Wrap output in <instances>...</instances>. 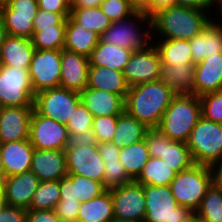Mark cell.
<instances>
[{
  "label": "cell",
  "mask_w": 222,
  "mask_h": 222,
  "mask_svg": "<svg viewBox=\"0 0 222 222\" xmlns=\"http://www.w3.org/2000/svg\"><path fill=\"white\" fill-rule=\"evenodd\" d=\"M213 10L171 6L152 16V39H184L200 34L214 17ZM212 14V15H211Z\"/></svg>",
  "instance_id": "6da1fadb"
},
{
  "label": "cell",
  "mask_w": 222,
  "mask_h": 222,
  "mask_svg": "<svg viewBox=\"0 0 222 222\" xmlns=\"http://www.w3.org/2000/svg\"><path fill=\"white\" fill-rule=\"evenodd\" d=\"M175 96L161 81L142 83L129 88L125 111L147 128H157L163 113Z\"/></svg>",
  "instance_id": "7a4b0ae2"
},
{
  "label": "cell",
  "mask_w": 222,
  "mask_h": 222,
  "mask_svg": "<svg viewBox=\"0 0 222 222\" xmlns=\"http://www.w3.org/2000/svg\"><path fill=\"white\" fill-rule=\"evenodd\" d=\"M202 117L199 96H175L163 113L158 129L173 141L187 143Z\"/></svg>",
  "instance_id": "3957f363"
},
{
  "label": "cell",
  "mask_w": 222,
  "mask_h": 222,
  "mask_svg": "<svg viewBox=\"0 0 222 222\" xmlns=\"http://www.w3.org/2000/svg\"><path fill=\"white\" fill-rule=\"evenodd\" d=\"M214 182V168L194 163L190 168L178 172L169 186L178 205L195 213Z\"/></svg>",
  "instance_id": "277c9868"
},
{
  "label": "cell",
  "mask_w": 222,
  "mask_h": 222,
  "mask_svg": "<svg viewBox=\"0 0 222 222\" xmlns=\"http://www.w3.org/2000/svg\"><path fill=\"white\" fill-rule=\"evenodd\" d=\"M100 39L124 49L142 50L152 41V17L135 12L128 18L112 22Z\"/></svg>",
  "instance_id": "5b68a950"
},
{
  "label": "cell",
  "mask_w": 222,
  "mask_h": 222,
  "mask_svg": "<svg viewBox=\"0 0 222 222\" xmlns=\"http://www.w3.org/2000/svg\"><path fill=\"white\" fill-rule=\"evenodd\" d=\"M187 145L195 164L215 168L222 161V124L201 117Z\"/></svg>",
  "instance_id": "8992f818"
},
{
  "label": "cell",
  "mask_w": 222,
  "mask_h": 222,
  "mask_svg": "<svg viewBox=\"0 0 222 222\" xmlns=\"http://www.w3.org/2000/svg\"><path fill=\"white\" fill-rule=\"evenodd\" d=\"M146 216L143 222H189L194 212L180 206L171 192L170 186H144Z\"/></svg>",
  "instance_id": "52a82bcc"
},
{
  "label": "cell",
  "mask_w": 222,
  "mask_h": 222,
  "mask_svg": "<svg viewBox=\"0 0 222 222\" xmlns=\"http://www.w3.org/2000/svg\"><path fill=\"white\" fill-rule=\"evenodd\" d=\"M29 68L0 65V107L34 106Z\"/></svg>",
  "instance_id": "ba28073f"
},
{
  "label": "cell",
  "mask_w": 222,
  "mask_h": 222,
  "mask_svg": "<svg viewBox=\"0 0 222 222\" xmlns=\"http://www.w3.org/2000/svg\"><path fill=\"white\" fill-rule=\"evenodd\" d=\"M144 139L150 157L161 158L177 173L194 164L187 143L171 140L158 128H148Z\"/></svg>",
  "instance_id": "9c48e42d"
},
{
  "label": "cell",
  "mask_w": 222,
  "mask_h": 222,
  "mask_svg": "<svg viewBox=\"0 0 222 222\" xmlns=\"http://www.w3.org/2000/svg\"><path fill=\"white\" fill-rule=\"evenodd\" d=\"M80 103V93L62 87L42 90L34 97V109L40 115L65 125Z\"/></svg>",
  "instance_id": "30bf717a"
},
{
  "label": "cell",
  "mask_w": 222,
  "mask_h": 222,
  "mask_svg": "<svg viewBox=\"0 0 222 222\" xmlns=\"http://www.w3.org/2000/svg\"><path fill=\"white\" fill-rule=\"evenodd\" d=\"M113 201L114 218L143 222L146 216L144 186L133 180L109 189Z\"/></svg>",
  "instance_id": "8fae6325"
},
{
  "label": "cell",
  "mask_w": 222,
  "mask_h": 222,
  "mask_svg": "<svg viewBox=\"0 0 222 222\" xmlns=\"http://www.w3.org/2000/svg\"><path fill=\"white\" fill-rule=\"evenodd\" d=\"M61 50H35L29 67L34 93L60 87Z\"/></svg>",
  "instance_id": "7c38bea8"
},
{
  "label": "cell",
  "mask_w": 222,
  "mask_h": 222,
  "mask_svg": "<svg viewBox=\"0 0 222 222\" xmlns=\"http://www.w3.org/2000/svg\"><path fill=\"white\" fill-rule=\"evenodd\" d=\"M29 141L38 150H65L68 130L65 124L40 115L34 109L30 119Z\"/></svg>",
  "instance_id": "4fadbf2b"
},
{
  "label": "cell",
  "mask_w": 222,
  "mask_h": 222,
  "mask_svg": "<svg viewBox=\"0 0 222 222\" xmlns=\"http://www.w3.org/2000/svg\"><path fill=\"white\" fill-rule=\"evenodd\" d=\"M162 63L153 43L135 50L122 73L130 87L159 80Z\"/></svg>",
  "instance_id": "5bb4252c"
},
{
  "label": "cell",
  "mask_w": 222,
  "mask_h": 222,
  "mask_svg": "<svg viewBox=\"0 0 222 222\" xmlns=\"http://www.w3.org/2000/svg\"><path fill=\"white\" fill-rule=\"evenodd\" d=\"M65 153L68 174L84 176L103 185L104 160L97 146L66 147Z\"/></svg>",
  "instance_id": "9a60e30c"
},
{
  "label": "cell",
  "mask_w": 222,
  "mask_h": 222,
  "mask_svg": "<svg viewBox=\"0 0 222 222\" xmlns=\"http://www.w3.org/2000/svg\"><path fill=\"white\" fill-rule=\"evenodd\" d=\"M34 106L0 107V143L29 139Z\"/></svg>",
  "instance_id": "2e32d148"
},
{
  "label": "cell",
  "mask_w": 222,
  "mask_h": 222,
  "mask_svg": "<svg viewBox=\"0 0 222 222\" xmlns=\"http://www.w3.org/2000/svg\"><path fill=\"white\" fill-rule=\"evenodd\" d=\"M89 58L61 49L60 87L81 93L88 84Z\"/></svg>",
  "instance_id": "e0dca14e"
},
{
  "label": "cell",
  "mask_w": 222,
  "mask_h": 222,
  "mask_svg": "<svg viewBox=\"0 0 222 222\" xmlns=\"http://www.w3.org/2000/svg\"><path fill=\"white\" fill-rule=\"evenodd\" d=\"M39 183V178L32 171L5 177L4 204L30 210V202Z\"/></svg>",
  "instance_id": "ac0fdd59"
},
{
  "label": "cell",
  "mask_w": 222,
  "mask_h": 222,
  "mask_svg": "<svg viewBox=\"0 0 222 222\" xmlns=\"http://www.w3.org/2000/svg\"><path fill=\"white\" fill-rule=\"evenodd\" d=\"M30 171L40 181L60 180L68 174L65 150L34 149Z\"/></svg>",
  "instance_id": "d6986e66"
},
{
  "label": "cell",
  "mask_w": 222,
  "mask_h": 222,
  "mask_svg": "<svg viewBox=\"0 0 222 222\" xmlns=\"http://www.w3.org/2000/svg\"><path fill=\"white\" fill-rule=\"evenodd\" d=\"M34 149L29 139L0 143L5 177L30 171Z\"/></svg>",
  "instance_id": "ffe728a7"
},
{
  "label": "cell",
  "mask_w": 222,
  "mask_h": 222,
  "mask_svg": "<svg viewBox=\"0 0 222 222\" xmlns=\"http://www.w3.org/2000/svg\"><path fill=\"white\" fill-rule=\"evenodd\" d=\"M222 90V53L209 56L195 64L194 95Z\"/></svg>",
  "instance_id": "44dd1931"
},
{
  "label": "cell",
  "mask_w": 222,
  "mask_h": 222,
  "mask_svg": "<svg viewBox=\"0 0 222 222\" xmlns=\"http://www.w3.org/2000/svg\"><path fill=\"white\" fill-rule=\"evenodd\" d=\"M80 97L93 117L120 115L125 111V99L119 94L86 87Z\"/></svg>",
  "instance_id": "7402d4cb"
},
{
  "label": "cell",
  "mask_w": 222,
  "mask_h": 222,
  "mask_svg": "<svg viewBox=\"0 0 222 222\" xmlns=\"http://www.w3.org/2000/svg\"><path fill=\"white\" fill-rule=\"evenodd\" d=\"M195 64H162L159 81L166 84L174 96L194 95Z\"/></svg>",
  "instance_id": "603a6c76"
},
{
  "label": "cell",
  "mask_w": 222,
  "mask_h": 222,
  "mask_svg": "<svg viewBox=\"0 0 222 222\" xmlns=\"http://www.w3.org/2000/svg\"><path fill=\"white\" fill-rule=\"evenodd\" d=\"M60 201L78 200L83 203L102 194L106 188L84 176L67 174L59 180Z\"/></svg>",
  "instance_id": "cb8c5ba5"
},
{
  "label": "cell",
  "mask_w": 222,
  "mask_h": 222,
  "mask_svg": "<svg viewBox=\"0 0 222 222\" xmlns=\"http://www.w3.org/2000/svg\"><path fill=\"white\" fill-rule=\"evenodd\" d=\"M189 44L194 64L216 53H222V23L213 17Z\"/></svg>",
  "instance_id": "d4e9b609"
},
{
  "label": "cell",
  "mask_w": 222,
  "mask_h": 222,
  "mask_svg": "<svg viewBox=\"0 0 222 222\" xmlns=\"http://www.w3.org/2000/svg\"><path fill=\"white\" fill-rule=\"evenodd\" d=\"M35 50L31 39L7 35L0 47V65L29 68Z\"/></svg>",
  "instance_id": "484cf974"
},
{
  "label": "cell",
  "mask_w": 222,
  "mask_h": 222,
  "mask_svg": "<svg viewBox=\"0 0 222 222\" xmlns=\"http://www.w3.org/2000/svg\"><path fill=\"white\" fill-rule=\"evenodd\" d=\"M87 87L119 94L124 99L130 88L122 71L97 66H89Z\"/></svg>",
  "instance_id": "4316f807"
},
{
  "label": "cell",
  "mask_w": 222,
  "mask_h": 222,
  "mask_svg": "<svg viewBox=\"0 0 222 222\" xmlns=\"http://www.w3.org/2000/svg\"><path fill=\"white\" fill-rule=\"evenodd\" d=\"M132 52L133 50L105 43L100 39L91 52L89 65L123 71L131 58Z\"/></svg>",
  "instance_id": "83f0119b"
},
{
  "label": "cell",
  "mask_w": 222,
  "mask_h": 222,
  "mask_svg": "<svg viewBox=\"0 0 222 222\" xmlns=\"http://www.w3.org/2000/svg\"><path fill=\"white\" fill-rule=\"evenodd\" d=\"M99 40L100 36L98 34L83 29L70 16L67 18L63 49L89 58Z\"/></svg>",
  "instance_id": "f1b7e54d"
},
{
  "label": "cell",
  "mask_w": 222,
  "mask_h": 222,
  "mask_svg": "<svg viewBox=\"0 0 222 222\" xmlns=\"http://www.w3.org/2000/svg\"><path fill=\"white\" fill-rule=\"evenodd\" d=\"M113 219V201L109 189L80 204L77 222H111Z\"/></svg>",
  "instance_id": "f546056e"
},
{
  "label": "cell",
  "mask_w": 222,
  "mask_h": 222,
  "mask_svg": "<svg viewBox=\"0 0 222 222\" xmlns=\"http://www.w3.org/2000/svg\"><path fill=\"white\" fill-rule=\"evenodd\" d=\"M147 127L126 111L118 115L116 130L111 142L118 148L135 144L144 139Z\"/></svg>",
  "instance_id": "4dcf8cb0"
},
{
  "label": "cell",
  "mask_w": 222,
  "mask_h": 222,
  "mask_svg": "<svg viewBox=\"0 0 222 222\" xmlns=\"http://www.w3.org/2000/svg\"><path fill=\"white\" fill-rule=\"evenodd\" d=\"M152 41L162 64L193 63L189 41L184 39H152Z\"/></svg>",
  "instance_id": "1f68e13d"
},
{
  "label": "cell",
  "mask_w": 222,
  "mask_h": 222,
  "mask_svg": "<svg viewBox=\"0 0 222 222\" xmlns=\"http://www.w3.org/2000/svg\"><path fill=\"white\" fill-rule=\"evenodd\" d=\"M149 158L150 155L145 139L120 148L119 160L132 180H136L139 177Z\"/></svg>",
  "instance_id": "d6a6232c"
},
{
  "label": "cell",
  "mask_w": 222,
  "mask_h": 222,
  "mask_svg": "<svg viewBox=\"0 0 222 222\" xmlns=\"http://www.w3.org/2000/svg\"><path fill=\"white\" fill-rule=\"evenodd\" d=\"M176 174L177 172L161 158L150 157L135 181L143 186H168Z\"/></svg>",
  "instance_id": "836d02e7"
},
{
  "label": "cell",
  "mask_w": 222,
  "mask_h": 222,
  "mask_svg": "<svg viewBox=\"0 0 222 222\" xmlns=\"http://www.w3.org/2000/svg\"><path fill=\"white\" fill-rule=\"evenodd\" d=\"M194 217L200 222H222V186L216 181L207 190Z\"/></svg>",
  "instance_id": "e575fe53"
},
{
  "label": "cell",
  "mask_w": 222,
  "mask_h": 222,
  "mask_svg": "<svg viewBox=\"0 0 222 222\" xmlns=\"http://www.w3.org/2000/svg\"><path fill=\"white\" fill-rule=\"evenodd\" d=\"M0 15L9 36L31 39L33 36V19L35 16L14 15V11L5 3H0Z\"/></svg>",
  "instance_id": "d590c367"
},
{
  "label": "cell",
  "mask_w": 222,
  "mask_h": 222,
  "mask_svg": "<svg viewBox=\"0 0 222 222\" xmlns=\"http://www.w3.org/2000/svg\"><path fill=\"white\" fill-rule=\"evenodd\" d=\"M70 17L85 30L101 36L112 23L101 8L70 9Z\"/></svg>",
  "instance_id": "8d00e7d4"
},
{
  "label": "cell",
  "mask_w": 222,
  "mask_h": 222,
  "mask_svg": "<svg viewBox=\"0 0 222 222\" xmlns=\"http://www.w3.org/2000/svg\"><path fill=\"white\" fill-rule=\"evenodd\" d=\"M66 25H53V28H33L31 42L37 50H61L65 43Z\"/></svg>",
  "instance_id": "74e56055"
},
{
  "label": "cell",
  "mask_w": 222,
  "mask_h": 222,
  "mask_svg": "<svg viewBox=\"0 0 222 222\" xmlns=\"http://www.w3.org/2000/svg\"><path fill=\"white\" fill-rule=\"evenodd\" d=\"M59 201V180L40 181L36 192L32 196L30 209L54 210Z\"/></svg>",
  "instance_id": "f35d334b"
},
{
  "label": "cell",
  "mask_w": 222,
  "mask_h": 222,
  "mask_svg": "<svg viewBox=\"0 0 222 222\" xmlns=\"http://www.w3.org/2000/svg\"><path fill=\"white\" fill-rule=\"evenodd\" d=\"M104 160V180L103 186L110 189L131 183L133 180L126 173L123 164L119 159Z\"/></svg>",
  "instance_id": "ab89813d"
},
{
  "label": "cell",
  "mask_w": 222,
  "mask_h": 222,
  "mask_svg": "<svg viewBox=\"0 0 222 222\" xmlns=\"http://www.w3.org/2000/svg\"><path fill=\"white\" fill-rule=\"evenodd\" d=\"M202 117L222 124V90L199 96Z\"/></svg>",
  "instance_id": "60d3db41"
},
{
  "label": "cell",
  "mask_w": 222,
  "mask_h": 222,
  "mask_svg": "<svg viewBox=\"0 0 222 222\" xmlns=\"http://www.w3.org/2000/svg\"><path fill=\"white\" fill-rule=\"evenodd\" d=\"M93 115L81 102L73 111L66 124L68 133L80 134L92 130Z\"/></svg>",
  "instance_id": "b9f144b4"
},
{
  "label": "cell",
  "mask_w": 222,
  "mask_h": 222,
  "mask_svg": "<svg viewBox=\"0 0 222 222\" xmlns=\"http://www.w3.org/2000/svg\"><path fill=\"white\" fill-rule=\"evenodd\" d=\"M100 8L111 22L128 18L136 12L129 0H103Z\"/></svg>",
  "instance_id": "7bdbcfd3"
},
{
  "label": "cell",
  "mask_w": 222,
  "mask_h": 222,
  "mask_svg": "<svg viewBox=\"0 0 222 222\" xmlns=\"http://www.w3.org/2000/svg\"><path fill=\"white\" fill-rule=\"evenodd\" d=\"M118 115L93 118L92 130L98 143L111 142L116 130Z\"/></svg>",
  "instance_id": "ee69618b"
},
{
  "label": "cell",
  "mask_w": 222,
  "mask_h": 222,
  "mask_svg": "<svg viewBox=\"0 0 222 222\" xmlns=\"http://www.w3.org/2000/svg\"><path fill=\"white\" fill-rule=\"evenodd\" d=\"M32 22L33 28H53V25H66L67 18L60 13L38 9Z\"/></svg>",
  "instance_id": "f6af8a7d"
},
{
  "label": "cell",
  "mask_w": 222,
  "mask_h": 222,
  "mask_svg": "<svg viewBox=\"0 0 222 222\" xmlns=\"http://www.w3.org/2000/svg\"><path fill=\"white\" fill-rule=\"evenodd\" d=\"M80 204L78 200L59 201L54 211L64 222H77Z\"/></svg>",
  "instance_id": "bcb514c9"
},
{
  "label": "cell",
  "mask_w": 222,
  "mask_h": 222,
  "mask_svg": "<svg viewBox=\"0 0 222 222\" xmlns=\"http://www.w3.org/2000/svg\"><path fill=\"white\" fill-rule=\"evenodd\" d=\"M14 11V15L35 16L37 13V0H4Z\"/></svg>",
  "instance_id": "7dc6e473"
},
{
  "label": "cell",
  "mask_w": 222,
  "mask_h": 222,
  "mask_svg": "<svg viewBox=\"0 0 222 222\" xmlns=\"http://www.w3.org/2000/svg\"><path fill=\"white\" fill-rule=\"evenodd\" d=\"M27 209L7 204L0 205V222H26Z\"/></svg>",
  "instance_id": "c3c4849f"
},
{
  "label": "cell",
  "mask_w": 222,
  "mask_h": 222,
  "mask_svg": "<svg viewBox=\"0 0 222 222\" xmlns=\"http://www.w3.org/2000/svg\"><path fill=\"white\" fill-rule=\"evenodd\" d=\"M38 8L54 13H60L64 18L70 16V0H37Z\"/></svg>",
  "instance_id": "681fc988"
},
{
  "label": "cell",
  "mask_w": 222,
  "mask_h": 222,
  "mask_svg": "<svg viewBox=\"0 0 222 222\" xmlns=\"http://www.w3.org/2000/svg\"><path fill=\"white\" fill-rule=\"evenodd\" d=\"M82 145L97 146L98 141L93 130H88L85 133L72 134L68 133V141L66 147H77Z\"/></svg>",
  "instance_id": "f907efd6"
},
{
  "label": "cell",
  "mask_w": 222,
  "mask_h": 222,
  "mask_svg": "<svg viewBox=\"0 0 222 222\" xmlns=\"http://www.w3.org/2000/svg\"><path fill=\"white\" fill-rule=\"evenodd\" d=\"M26 222H64L54 210H27Z\"/></svg>",
  "instance_id": "816d5d0a"
},
{
  "label": "cell",
  "mask_w": 222,
  "mask_h": 222,
  "mask_svg": "<svg viewBox=\"0 0 222 222\" xmlns=\"http://www.w3.org/2000/svg\"><path fill=\"white\" fill-rule=\"evenodd\" d=\"M175 6L190 7L198 10H215V0H174Z\"/></svg>",
  "instance_id": "f5cc1de1"
},
{
  "label": "cell",
  "mask_w": 222,
  "mask_h": 222,
  "mask_svg": "<svg viewBox=\"0 0 222 222\" xmlns=\"http://www.w3.org/2000/svg\"><path fill=\"white\" fill-rule=\"evenodd\" d=\"M97 148L102 159H119L120 148L112 142L98 143Z\"/></svg>",
  "instance_id": "db71d44e"
},
{
  "label": "cell",
  "mask_w": 222,
  "mask_h": 222,
  "mask_svg": "<svg viewBox=\"0 0 222 222\" xmlns=\"http://www.w3.org/2000/svg\"><path fill=\"white\" fill-rule=\"evenodd\" d=\"M136 12H143L152 17V0H129Z\"/></svg>",
  "instance_id": "11a10c76"
},
{
  "label": "cell",
  "mask_w": 222,
  "mask_h": 222,
  "mask_svg": "<svg viewBox=\"0 0 222 222\" xmlns=\"http://www.w3.org/2000/svg\"><path fill=\"white\" fill-rule=\"evenodd\" d=\"M103 0H70V9L100 8Z\"/></svg>",
  "instance_id": "9f6ffc18"
},
{
  "label": "cell",
  "mask_w": 222,
  "mask_h": 222,
  "mask_svg": "<svg viewBox=\"0 0 222 222\" xmlns=\"http://www.w3.org/2000/svg\"><path fill=\"white\" fill-rule=\"evenodd\" d=\"M175 6L174 0H152V16L161 9Z\"/></svg>",
  "instance_id": "6f0895ef"
},
{
  "label": "cell",
  "mask_w": 222,
  "mask_h": 222,
  "mask_svg": "<svg viewBox=\"0 0 222 222\" xmlns=\"http://www.w3.org/2000/svg\"><path fill=\"white\" fill-rule=\"evenodd\" d=\"M215 18L222 23V0H215ZM217 13V14H216ZM220 13V14H219ZM217 15V16H216Z\"/></svg>",
  "instance_id": "680465c9"
},
{
  "label": "cell",
  "mask_w": 222,
  "mask_h": 222,
  "mask_svg": "<svg viewBox=\"0 0 222 222\" xmlns=\"http://www.w3.org/2000/svg\"><path fill=\"white\" fill-rule=\"evenodd\" d=\"M215 181L222 186V161L214 168Z\"/></svg>",
  "instance_id": "91938a15"
},
{
  "label": "cell",
  "mask_w": 222,
  "mask_h": 222,
  "mask_svg": "<svg viewBox=\"0 0 222 222\" xmlns=\"http://www.w3.org/2000/svg\"><path fill=\"white\" fill-rule=\"evenodd\" d=\"M6 36H7V33H6L4 21L0 15V47H1Z\"/></svg>",
  "instance_id": "94428289"
},
{
  "label": "cell",
  "mask_w": 222,
  "mask_h": 222,
  "mask_svg": "<svg viewBox=\"0 0 222 222\" xmlns=\"http://www.w3.org/2000/svg\"><path fill=\"white\" fill-rule=\"evenodd\" d=\"M4 178L0 177V205L4 203Z\"/></svg>",
  "instance_id": "6125c7cd"
},
{
  "label": "cell",
  "mask_w": 222,
  "mask_h": 222,
  "mask_svg": "<svg viewBox=\"0 0 222 222\" xmlns=\"http://www.w3.org/2000/svg\"><path fill=\"white\" fill-rule=\"evenodd\" d=\"M0 177L5 178V172H4V167H3L1 152H0Z\"/></svg>",
  "instance_id": "be15d7a7"
},
{
  "label": "cell",
  "mask_w": 222,
  "mask_h": 222,
  "mask_svg": "<svg viewBox=\"0 0 222 222\" xmlns=\"http://www.w3.org/2000/svg\"><path fill=\"white\" fill-rule=\"evenodd\" d=\"M111 222H138V221H126V220H119L114 218Z\"/></svg>",
  "instance_id": "e7e4bbea"
},
{
  "label": "cell",
  "mask_w": 222,
  "mask_h": 222,
  "mask_svg": "<svg viewBox=\"0 0 222 222\" xmlns=\"http://www.w3.org/2000/svg\"><path fill=\"white\" fill-rule=\"evenodd\" d=\"M189 222H200L196 217H194L192 220H190Z\"/></svg>",
  "instance_id": "03108f58"
}]
</instances>
